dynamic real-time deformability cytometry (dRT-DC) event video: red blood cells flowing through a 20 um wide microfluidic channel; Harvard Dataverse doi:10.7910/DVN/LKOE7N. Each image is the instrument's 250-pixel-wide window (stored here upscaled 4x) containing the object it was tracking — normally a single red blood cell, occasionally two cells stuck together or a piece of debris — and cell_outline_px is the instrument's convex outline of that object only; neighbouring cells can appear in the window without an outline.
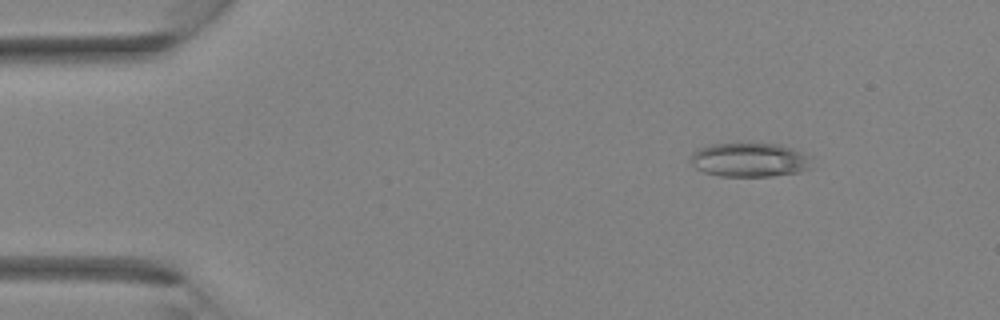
{"species": "Egyptian fruit bat (a non-hibernating species)", "species_latin": "Rousettus aegyptiacus", "temperature_condition": "room temperature", "stored_images_in_passage": 36, "camera_frame_rate_fps": 3000, "um_per_image_px": 0.085, "animal": {"sex": "female"}, "frame": {"image": 1, "passage_image": 5, "time_ms": 1.333, "image_size_px": [1000, 320], "cell_outline_px": [[812, 168], [800, 172], [772, 176], [720, 176], [704, 172], [696, 168], [692, 164], [692, 152], [700, 148], [712, 144], [780, 144], [792, 148], [812, 156]], "centroid_in_image_um": [63.79, 13.6], "position_along_channel_um": 21.2, "area_um2": 24.1}}
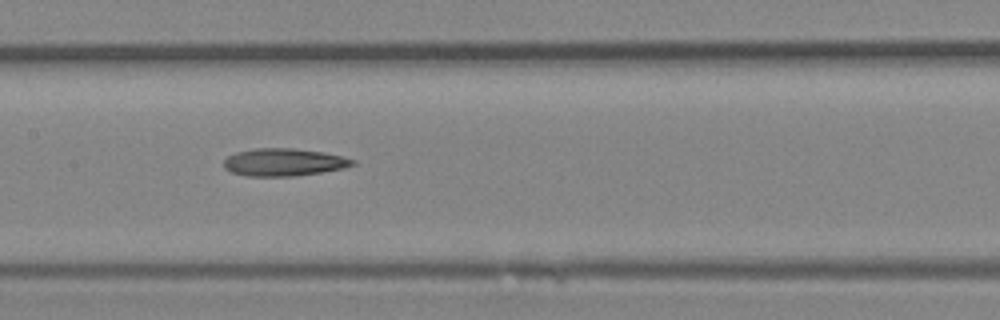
{"frame": {"image": 2, "passage_image": 18, "time_ms": 5.667, "image_size_px": [1000, 320], "cell_outline_px": [[356, 164], [344, 168], [296, 176], [248, 176], [232, 172], [224, 168], [224, 160], [228, 156], [236, 152], [256, 148], [292, 148], [324, 152], [356, 160]], "centroid_in_image_um": [24.13, 13.78], "position_along_channel_um": 183.3, "area_um2": 20.63}}
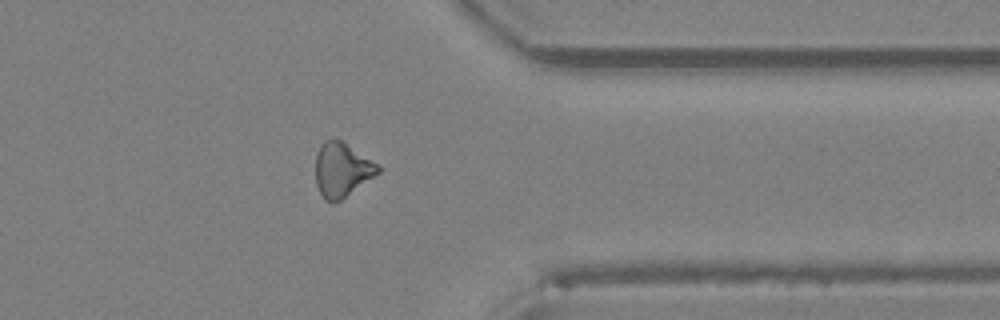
{"frame": {"image": 3, "passage_image": 29, "time_ms": 9.333, "image_size_px": [1000, 320], "cell_outline_px": [[380, 172], [340, 200], [332, 204], [324, 200], [316, 184], [316, 152], [320, 144], [324, 140], [340, 140], [376, 164], [380, 168]], "centroid_in_image_um": [29.01, 14.46], "position_along_channel_um": 382.4, "area_um2": 19.31}}